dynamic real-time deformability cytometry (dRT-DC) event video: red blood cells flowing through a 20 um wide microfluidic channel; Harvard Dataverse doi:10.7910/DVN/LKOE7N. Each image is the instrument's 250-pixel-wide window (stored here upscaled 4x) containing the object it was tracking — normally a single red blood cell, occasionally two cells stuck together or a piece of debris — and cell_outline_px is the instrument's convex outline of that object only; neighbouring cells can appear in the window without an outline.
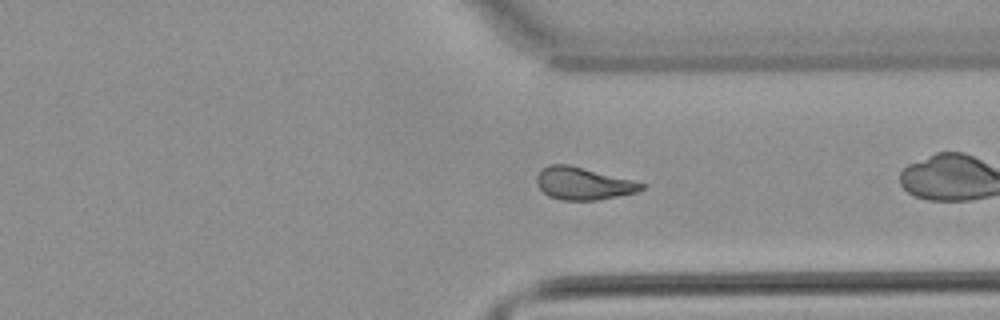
{"species": "common noctule bat (a hibernating species)", "species_latin": "Nyctalus noctula", "temperature_condition": "warm", "stored_images_in_passage": 51, "camera_frame_rate_fps": 3000, "um_per_image_px": 0.085, "animal": {"sex": "male", "body_mass_g": 21.5, "forearm_length_mm": 52.0}, "frame": {"image": 1, "passage_image": 37, "time_ms": 12.0, "image_size_px": [1000, 320], "cell_outline_px": [[644, 188], [636, 192], [596, 200], [560, 200], [548, 196], [536, 184], [536, 176], [544, 168], [552, 164], [568, 164], [632, 180], [644, 184]], "centroid_in_image_um": [49.54, 15.6], "position_along_channel_um": 361.9, "area_um2": 19.48}, "authors_computed_cell_mechanics": {"area_um2": 20.1144, "velocity_mm_per_s": 3.8721, "shape_relaxation_time_tau1_ms": null, "shape_relaxation_time_tau2_ms": 3.7982, "deformation_change_tau1": null, "deformation_change_tau2": 0.1138}}